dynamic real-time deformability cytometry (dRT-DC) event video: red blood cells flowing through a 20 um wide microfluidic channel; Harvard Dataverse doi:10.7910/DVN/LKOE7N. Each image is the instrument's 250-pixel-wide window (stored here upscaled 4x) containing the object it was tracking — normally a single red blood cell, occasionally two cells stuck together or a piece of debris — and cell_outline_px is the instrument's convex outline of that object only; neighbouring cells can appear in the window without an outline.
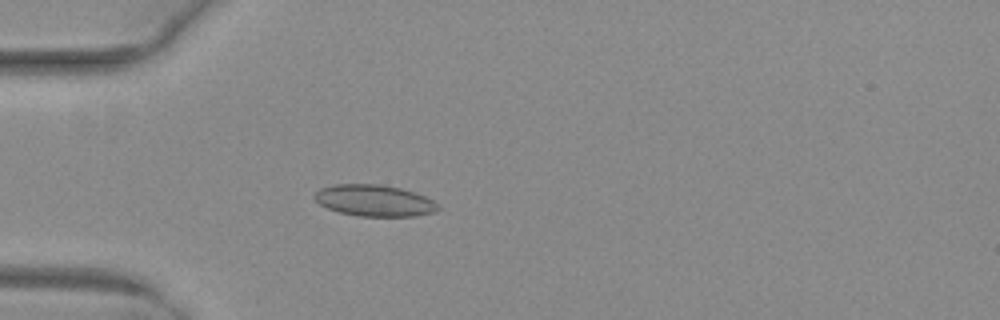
{"species": "common noctule bat (a hibernating species)", "species_latin": "Nyctalus noctula", "temperature_condition": "warm", "stored_images_in_passage": 31, "camera_frame_rate_fps": 3000, "um_per_image_px": 0.085, "animal": {"sex": "female", "body_mass_g": 29.2, "forearm_length_mm": 56.3}, "frame": {"image": 1, "passage_image": 15, "time_ms": 4.667, "image_size_px": [1000, 320], "cell_outline_px": [[440, 208], [436, 212], [416, 216], [360, 216], [340, 212], [328, 208], [320, 204], [312, 196], [320, 188], [332, 184], [380, 184], [400, 188], [424, 196], [432, 200]], "centroid_in_image_um": [31.8, 17.04], "position_along_channel_um": 53.2, "area_um2": 22.54}}
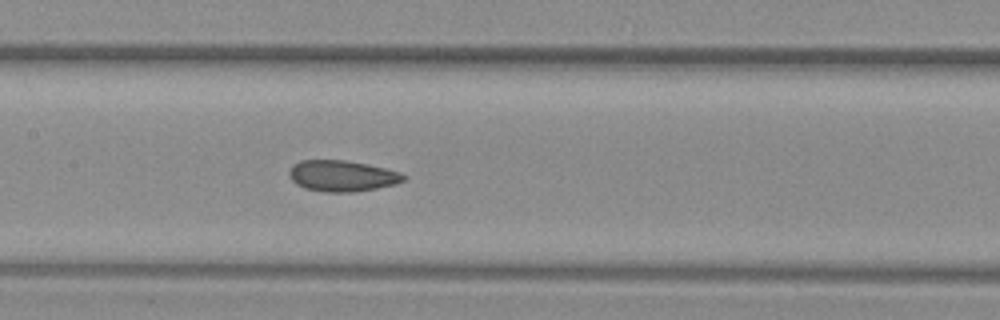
{"frame": {"image": 2, "passage_image": 25, "time_ms": 8.0, "image_size_px": [1000, 320], "cell_outline_px": [[408, 176], [404, 180], [396, 184], [356, 192], [324, 192], [304, 188], [296, 184], [288, 176], [288, 172], [292, 164], [300, 160], [344, 160], [368, 164], [400, 172]], "centroid_in_image_um": [29.06, 14.95], "position_along_channel_um": 178.3, "area_um2": 20.92}}
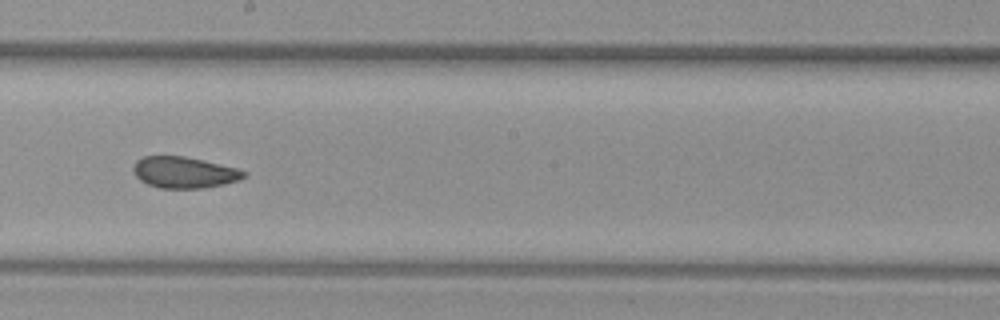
{"frame": {"image": 3, "passage_image": 29, "time_ms": 9.333, "image_size_px": [1000, 320], "cell_outline_px": [[244, 176], [240, 180], [224, 184], [204, 188], [160, 188], [148, 184], [140, 180], [136, 176], [132, 168], [136, 160], [144, 156], [184, 156], [236, 168], [244, 172]], "centroid_in_image_um": [15.61, 14.66], "position_along_channel_um": 232.6, "area_um2": 19.94}}